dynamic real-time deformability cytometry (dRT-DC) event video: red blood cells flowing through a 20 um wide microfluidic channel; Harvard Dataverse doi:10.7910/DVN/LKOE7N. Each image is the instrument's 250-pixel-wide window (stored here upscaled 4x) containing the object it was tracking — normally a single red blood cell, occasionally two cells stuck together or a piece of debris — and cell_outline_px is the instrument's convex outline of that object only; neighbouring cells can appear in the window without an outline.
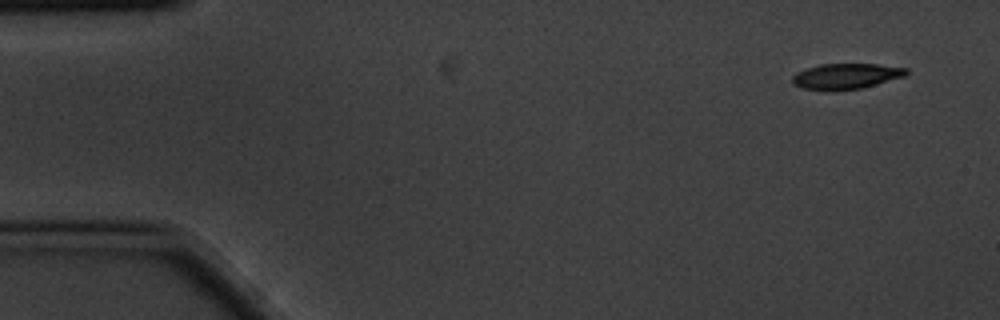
{"species": "common noctule bat (a hibernating species)", "species_latin": "Nyctalus noctula", "temperature_condition": "cold", "stored_images_in_passage": 5, "camera_frame_rate_fps": 3000, "um_per_image_px": 0.085, "animal": {"sex": "male", "body_mass_g": 20.1, "forearm_length_mm": 53.5}, "frame": {"image": 1, "passage_image": 1, "time_ms": 0.0, "image_size_px": [1000, 320], "cell_outline_px": [[908, 72], [904, 76], [876, 84], [860, 88], [832, 92], [828, 92], [800, 88], [792, 84], [792, 76], [796, 72], [804, 68], [820, 64], [876, 64], [908, 68]], "centroid_in_image_um": [71.82, 6.49], "position_along_channel_um": 13.2, "area_um2": 17.34}}
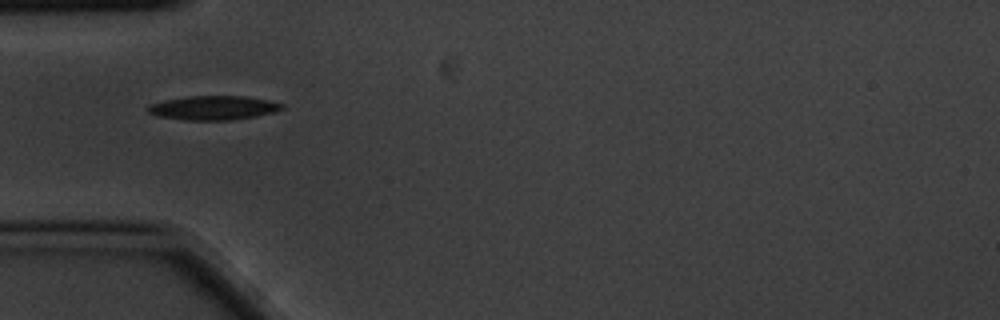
{"frame": {"image": 2, "passage_image": 5, "time_ms": 1.333, "image_size_px": [1000, 320], "cell_outline_px": [[284, 108], [272, 112], [256, 116], [228, 120], [184, 120], [156, 116], [148, 112], [144, 108], [148, 104], [164, 100], [188, 96], [244, 96], [268, 100], [284, 104]], "centroid_in_image_um": [18.07, 9.16], "position_along_channel_um": 66.9, "area_um2": 18.9}}